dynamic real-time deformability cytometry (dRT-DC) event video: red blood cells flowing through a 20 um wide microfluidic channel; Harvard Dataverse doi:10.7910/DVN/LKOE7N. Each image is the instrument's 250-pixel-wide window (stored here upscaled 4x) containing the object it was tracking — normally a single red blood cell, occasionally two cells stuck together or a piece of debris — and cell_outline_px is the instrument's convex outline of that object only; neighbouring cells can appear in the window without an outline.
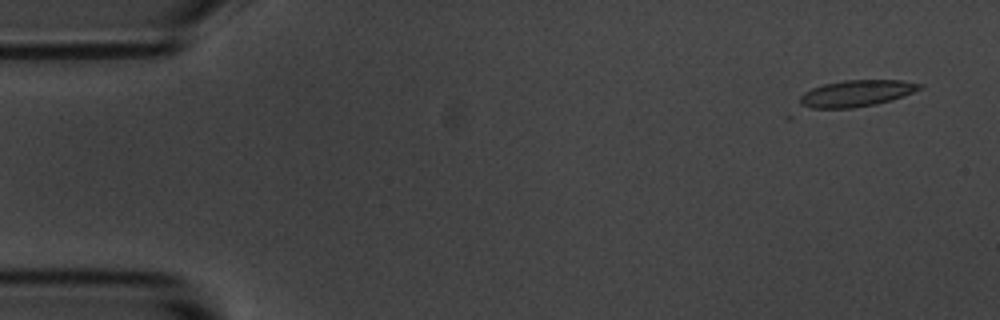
{"species": "common noctule bat (a hibernating species)", "species_latin": "Nyctalus noctula", "temperature_condition": "room temperature", "stored_images_in_passage": 5, "camera_frame_rate_fps": 3000, "um_per_image_px": 0.085, "animal": {"sex": "male", "body_mass_g": 20.1, "forearm_length_mm": 53.5}, "frame": {"image": 1, "passage_image": 1, "time_ms": 0.0, "image_size_px": [1000, 320], "cell_outline_px": [[924, 84], [920, 88], [904, 96], [892, 100], [876, 104], [852, 108], [800, 108], [800, 96], [804, 92], [812, 88], [824, 84], [844, 80], [900, 80]], "centroid_in_image_um": [72.76, 7.94], "position_along_channel_um": 12.2, "area_um2": 18.55}}
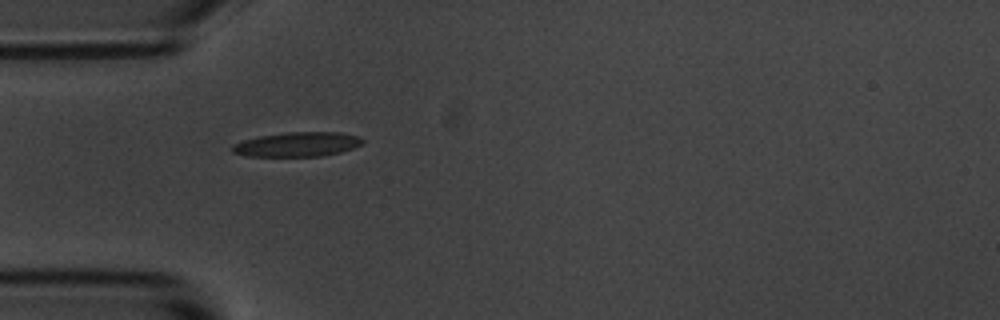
{"frame": {"image": 2, "passage_image": 4, "time_ms": 1.0, "image_size_px": [1000, 320], "cell_outline_px": [[364, 144], [340, 152], [320, 156], [248, 156], [232, 152], [232, 144], [244, 140], [260, 136], [288, 132], [340, 132], [356, 136], [364, 140]], "centroid_in_image_um": [25.28, 12.27], "position_along_channel_um": 59.7, "area_um2": 18.44}}